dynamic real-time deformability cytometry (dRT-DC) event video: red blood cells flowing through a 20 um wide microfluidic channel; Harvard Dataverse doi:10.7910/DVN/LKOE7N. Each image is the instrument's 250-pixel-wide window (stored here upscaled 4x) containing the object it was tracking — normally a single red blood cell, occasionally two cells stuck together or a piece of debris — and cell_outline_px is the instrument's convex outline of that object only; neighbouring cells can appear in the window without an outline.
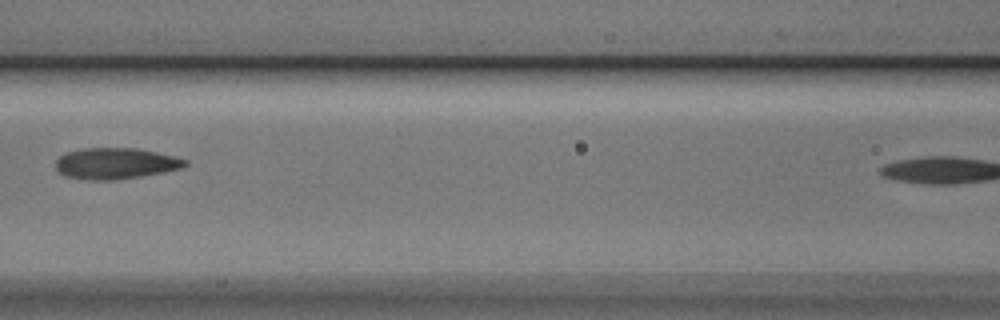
{"species": "Egyptian fruit bat (a non-hibernating species)", "species_latin": "Rousettus aegyptiacus", "temperature_condition": "cold", "stored_images_in_passage": 5, "segment_of_instrument_passage": [1, 2], "camera_frame_rate_fps": 3000, "um_per_image_px": 0.085, "animal": {"sex": "male"}, "frame": {"image": 1, "passage_image": 3, "time_ms": 0.667, "image_size_px": [1000, 320], "cell_outline_px": [[188, 164], [180, 168], [164, 172], [116, 180], [88, 180], [64, 176], [56, 168], [56, 160], [64, 152], [84, 148], [136, 148], [156, 152], [188, 160]], "centroid_in_image_um": [9.79, 13.89], "position_along_channel_um": 156.8, "area_um2": 23.47}}
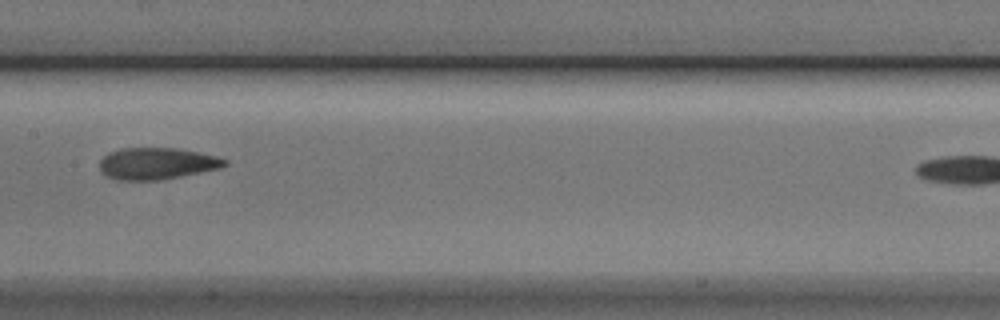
{"frame": {"image": 2, "passage_image": 4, "time_ms": 1.0, "image_size_px": [1000, 320], "cell_outline_px": [[228, 164], [220, 168], [160, 180], [116, 180], [100, 172], [100, 160], [104, 156], [120, 148], [176, 148], [216, 156], [228, 160]], "centroid_in_image_um": [13.32, 13.9], "position_along_channel_um": 194.1, "area_um2": 22.95}}